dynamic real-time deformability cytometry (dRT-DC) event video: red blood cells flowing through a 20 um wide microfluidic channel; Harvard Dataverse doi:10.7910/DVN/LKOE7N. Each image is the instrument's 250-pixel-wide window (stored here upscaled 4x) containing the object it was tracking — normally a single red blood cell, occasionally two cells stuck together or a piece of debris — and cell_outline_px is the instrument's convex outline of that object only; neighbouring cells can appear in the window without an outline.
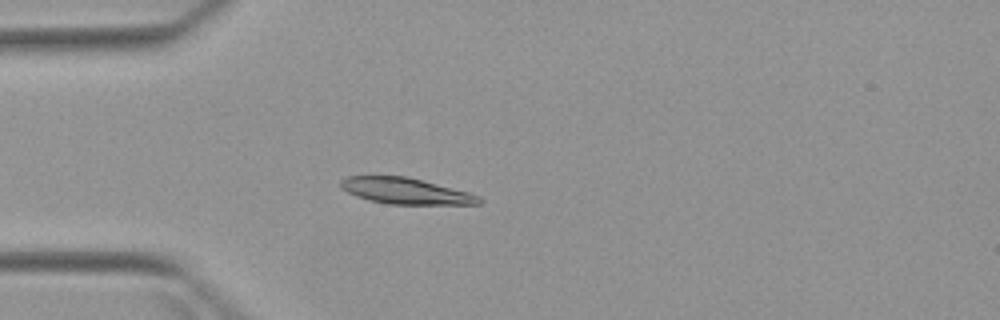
{"species": "Egyptian fruit bat (a non-hibernating species)", "species_latin": "Rousettus aegyptiacus", "temperature_condition": "warm", "stored_images_in_passage": 4, "camera_frame_rate_fps": 3000, "um_per_image_px": 0.085, "animal": {"sex": "female"}, "frame": {"image": 1, "passage_image": 4, "time_ms": 3.333, "image_size_px": [1000, 320], "cell_outline_px": [[484, 200], [480, 204], [388, 204], [368, 200], [356, 196], [340, 188], [340, 180], [348, 176], [408, 176], [468, 192], [480, 196]], "centroid_in_image_um": [34.47, 16.23], "position_along_channel_um": 50.5, "area_um2": 21.1}}